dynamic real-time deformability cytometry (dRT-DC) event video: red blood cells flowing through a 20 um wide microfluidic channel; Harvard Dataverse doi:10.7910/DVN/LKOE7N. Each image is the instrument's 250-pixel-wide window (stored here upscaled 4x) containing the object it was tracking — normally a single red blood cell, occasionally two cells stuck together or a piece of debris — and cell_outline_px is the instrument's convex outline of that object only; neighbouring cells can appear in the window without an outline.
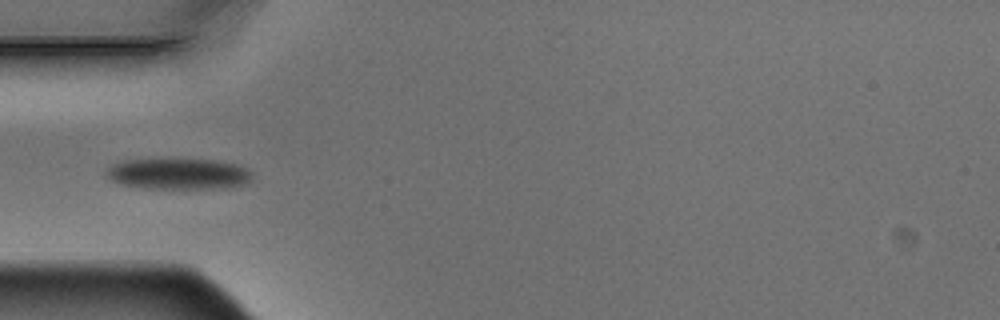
{"species": "Egyptian fruit bat (a non-hibernating species)", "species_latin": "Rousettus aegyptiacus", "temperature_condition": "warm", "stored_images_in_passage": 4, "camera_frame_rate_fps": 3000, "um_per_image_px": 0.085, "animal": {"sex": "male"}, "frame": {"image": 1, "passage_image": 4, "time_ms": 1.0, "image_size_px": [1000, 320], "cell_outline_px": [[252, 180], [244, 184], [232, 188], [144, 188], [120, 184], [112, 180], [104, 172], [112, 164], [124, 160], [216, 160], [236, 164], [252, 172]], "centroid_in_image_um": [15.19, 14.79], "position_along_channel_um": 69.8, "area_um2": 26.18}}